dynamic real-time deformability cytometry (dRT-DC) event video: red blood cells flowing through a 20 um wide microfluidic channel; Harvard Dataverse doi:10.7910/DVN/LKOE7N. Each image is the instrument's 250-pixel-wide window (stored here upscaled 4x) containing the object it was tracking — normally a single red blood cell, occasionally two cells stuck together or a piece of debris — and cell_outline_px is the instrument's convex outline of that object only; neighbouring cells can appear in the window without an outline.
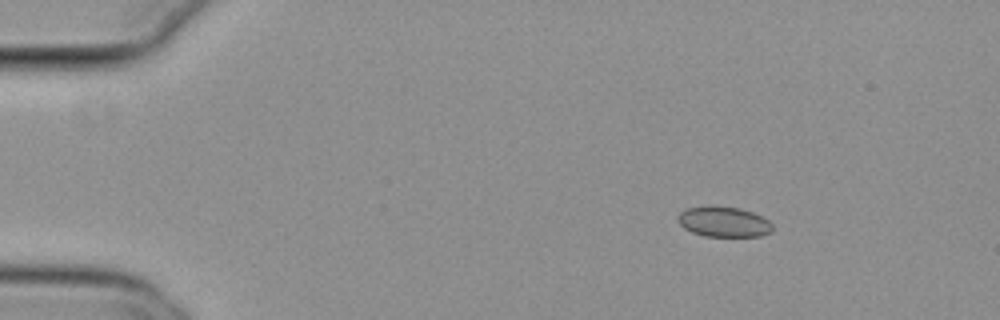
{"species": "common noctule bat (a hibernating species)", "species_latin": "Nyctalus noctula", "temperature_condition": "cold", "stored_images_in_passage": 47, "camera_frame_rate_fps": 3000, "um_per_image_px": 0.085, "animal": {"sex": "female", "body_mass_g": 29.2, "forearm_length_mm": 56.3}, "frame": {"image": 1, "passage_image": 1, "time_ms": 0.0, "image_size_px": [1000, 320], "cell_outline_px": [[772, 232], [760, 236], [704, 236], [692, 232], [684, 228], [680, 224], [676, 216], [680, 212], [688, 208], [712, 204], [740, 208], [752, 212], [768, 220], [772, 224]], "centroid_in_image_um": [61.49, 18.83], "position_along_channel_um": 23.5, "area_um2": 16.94}}
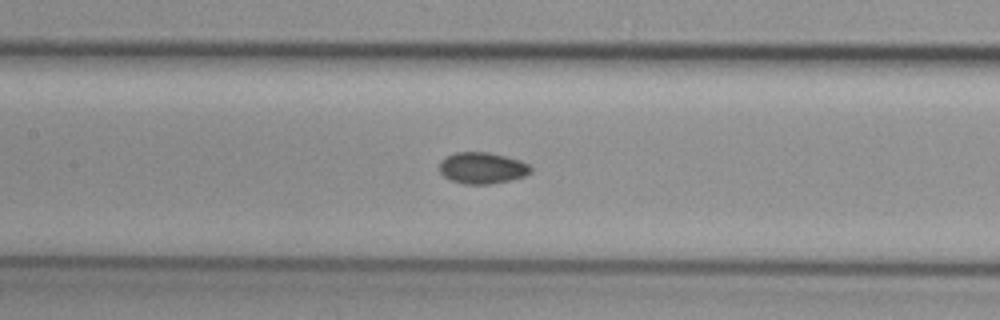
{"frame": {"image": 2, "passage_image": 19, "time_ms": 6.0, "image_size_px": [1000, 320], "cell_outline_px": [[532, 172], [524, 176], [512, 180], [488, 184], [464, 184], [452, 180], [444, 176], [440, 172], [440, 160], [456, 152], [488, 152], [520, 160], [528, 164], [532, 168]], "centroid_in_image_um": [41.01, 14.28], "position_along_channel_um": 166.4, "area_um2": 16.65}}
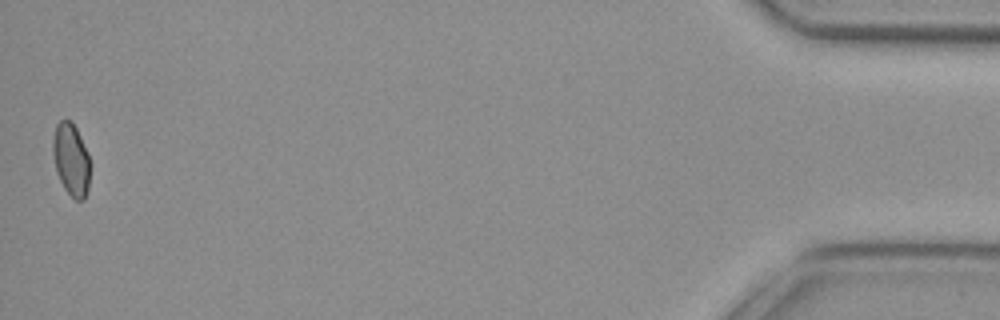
{"frame": {"image": 3, "passage_image": 47, "time_ms": 15.333, "image_size_px": [1000, 320], "cell_outline_px": [[92, 164], [88, 188], [84, 200], [76, 200], [64, 188], [56, 172], [52, 152], [52, 140], [56, 124], [60, 120], [72, 120], [80, 136]], "centroid_in_image_um": [6.05, 13.56], "position_along_channel_um": 429.1, "area_um2": 16.01}, "authors_computed_cell_mechanics": {"area_um2": 16.5308, "velocity_mm_per_s": 3.8209, "shape_relaxation_time_tau1_ms": 8.3177, "shape_relaxation_time_tau2_ms": 5.0458, "deformation_change_tau1": 0.0709, "deformation_change_tau2": 0.0659}}